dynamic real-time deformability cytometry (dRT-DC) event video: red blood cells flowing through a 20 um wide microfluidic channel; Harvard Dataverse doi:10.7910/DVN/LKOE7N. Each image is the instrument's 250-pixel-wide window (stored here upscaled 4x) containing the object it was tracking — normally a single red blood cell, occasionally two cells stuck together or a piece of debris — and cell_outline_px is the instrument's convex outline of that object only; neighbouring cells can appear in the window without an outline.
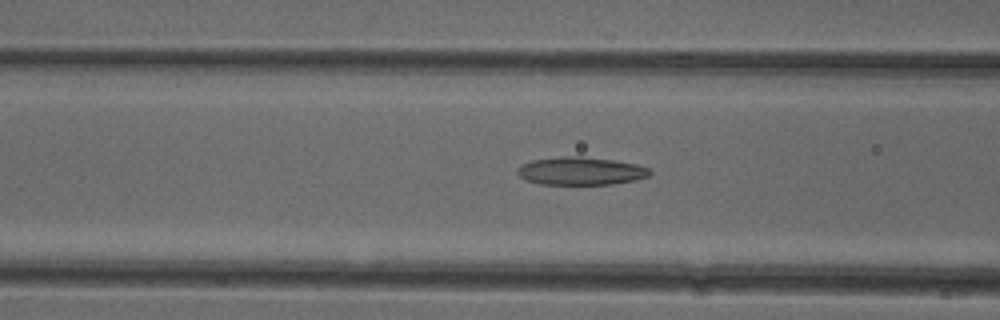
{"species": "common noctule bat (a hibernating species)", "species_latin": "Nyctalus noctula", "temperature_condition": "cold", "stored_images_in_passage": 51, "camera_frame_rate_fps": 3000, "um_per_image_px": 0.085, "animal": {"sex": "female"}, "frame": {"image": 1, "passage_image": 19, "time_ms": 6.0, "image_size_px": [1000, 320], "cell_outline_px": [[652, 172], [648, 176], [636, 180], [612, 184], [540, 184], [524, 180], [516, 172], [516, 168], [520, 164], [532, 160], [560, 156], [580, 156], [612, 160], [636, 164], [648, 168]], "centroid_in_image_um": [49.31, 14.53], "position_along_channel_um": 117.3, "area_um2": 21.68}}
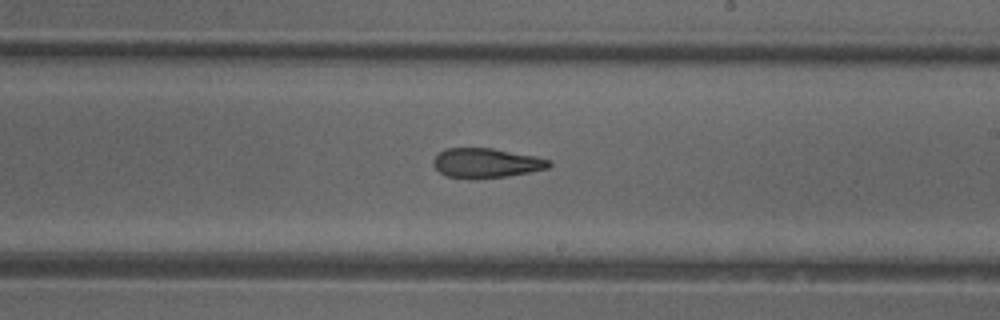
{"frame": {"image": 2, "passage_image": 29, "time_ms": 9.333, "image_size_px": [1000, 320], "cell_outline_px": [[552, 164], [548, 168], [508, 176], [476, 180], [472, 180], [448, 176], [440, 172], [432, 164], [432, 160], [444, 148], [492, 148], [536, 156], [552, 160]], "centroid_in_image_um": [41.33, 13.86], "position_along_channel_um": 247.7, "area_um2": 20.23}}
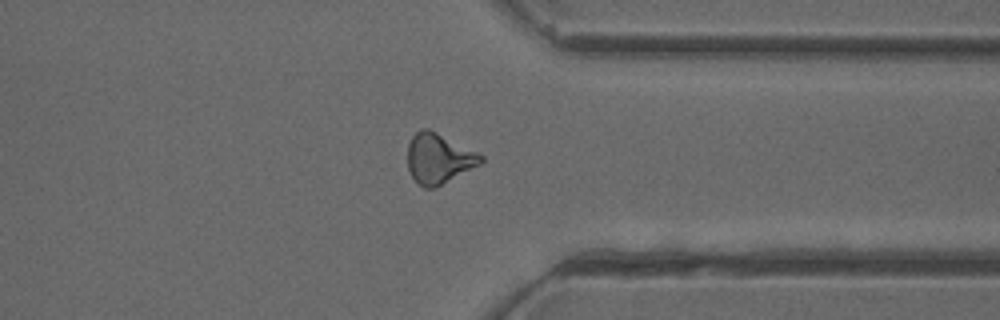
{"frame": {"image": 3, "passage_image": 39, "time_ms": 12.667, "image_size_px": [1000, 320], "cell_outline_px": [[484, 160], [480, 164], [432, 188], [424, 188], [412, 176], [408, 168], [408, 144], [412, 136], [420, 128], [428, 128], [484, 156]], "centroid_in_image_um": [37.26, 13.45], "position_along_channel_um": 374.1, "area_um2": 20.81}, "authors_computed_cell_mechanics": {"area_um2": 21.097, "velocity_mm_per_s": 3.9, "shape_relaxation_time_tau1_ms": null, "shape_relaxation_time_tau2_ms": 3.9114, "deformation_change_tau1": null, "deformation_change_tau2": 0.1315}}